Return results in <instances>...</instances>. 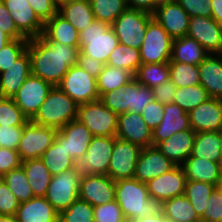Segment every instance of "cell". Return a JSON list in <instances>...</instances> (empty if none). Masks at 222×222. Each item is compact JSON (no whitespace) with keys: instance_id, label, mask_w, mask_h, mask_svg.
<instances>
[{"instance_id":"6da1fadb","label":"cell","mask_w":222,"mask_h":222,"mask_svg":"<svg viewBox=\"0 0 222 222\" xmlns=\"http://www.w3.org/2000/svg\"><path fill=\"white\" fill-rule=\"evenodd\" d=\"M32 75L57 86L70 67L77 64L79 46H69L41 37L28 40Z\"/></svg>"},{"instance_id":"7a4b0ae2","label":"cell","mask_w":222,"mask_h":222,"mask_svg":"<svg viewBox=\"0 0 222 222\" xmlns=\"http://www.w3.org/2000/svg\"><path fill=\"white\" fill-rule=\"evenodd\" d=\"M115 200L128 222L163 214V202L150 198L146 183L134 177L115 181Z\"/></svg>"},{"instance_id":"3957f363","label":"cell","mask_w":222,"mask_h":222,"mask_svg":"<svg viewBox=\"0 0 222 222\" xmlns=\"http://www.w3.org/2000/svg\"><path fill=\"white\" fill-rule=\"evenodd\" d=\"M78 104L58 86H53L32 123L60 130L70 121L77 119Z\"/></svg>"},{"instance_id":"277c9868","label":"cell","mask_w":222,"mask_h":222,"mask_svg":"<svg viewBox=\"0 0 222 222\" xmlns=\"http://www.w3.org/2000/svg\"><path fill=\"white\" fill-rule=\"evenodd\" d=\"M99 100L117 115L125 112L141 114L154 96L152 89L133 78L123 88L104 93Z\"/></svg>"},{"instance_id":"5b68a950","label":"cell","mask_w":222,"mask_h":222,"mask_svg":"<svg viewBox=\"0 0 222 222\" xmlns=\"http://www.w3.org/2000/svg\"><path fill=\"white\" fill-rule=\"evenodd\" d=\"M118 44L112 27L99 20H94L79 32V52L105 64Z\"/></svg>"},{"instance_id":"8992f818","label":"cell","mask_w":222,"mask_h":222,"mask_svg":"<svg viewBox=\"0 0 222 222\" xmlns=\"http://www.w3.org/2000/svg\"><path fill=\"white\" fill-rule=\"evenodd\" d=\"M115 136L93 137L90 145L81 157L73 159L71 170L80 178L91 175H108Z\"/></svg>"},{"instance_id":"52a82bcc","label":"cell","mask_w":222,"mask_h":222,"mask_svg":"<svg viewBox=\"0 0 222 222\" xmlns=\"http://www.w3.org/2000/svg\"><path fill=\"white\" fill-rule=\"evenodd\" d=\"M77 120L84 124L95 137L116 136L118 115L100 100L79 105Z\"/></svg>"},{"instance_id":"ba28073f","label":"cell","mask_w":222,"mask_h":222,"mask_svg":"<svg viewBox=\"0 0 222 222\" xmlns=\"http://www.w3.org/2000/svg\"><path fill=\"white\" fill-rule=\"evenodd\" d=\"M152 14L126 8L110 25L119 43L140 49Z\"/></svg>"},{"instance_id":"9c48e42d","label":"cell","mask_w":222,"mask_h":222,"mask_svg":"<svg viewBox=\"0 0 222 222\" xmlns=\"http://www.w3.org/2000/svg\"><path fill=\"white\" fill-rule=\"evenodd\" d=\"M173 39L167 31L152 18L140 48L142 64L167 63L171 60Z\"/></svg>"},{"instance_id":"30bf717a","label":"cell","mask_w":222,"mask_h":222,"mask_svg":"<svg viewBox=\"0 0 222 222\" xmlns=\"http://www.w3.org/2000/svg\"><path fill=\"white\" fill-rule=\"evenodd\" d=\"M57 86L78 105L100 99L97 80L78 64L70 67Z\"/></svg>"},{"instance_id":"8fae6325","label":"cell","mask_w":222,"mask_h":222,"mask_svg":"<svg viewBox=\"0 0 222 222\" xmlns=\"http://www.w3.org/2000/svg\"><path fill=\"white\" fill-rule=\"evenodd\" d=\"M57 129L40 126L30 120L24 125L17 151L22 161L40 158L55 140Z\"/></svg>"},{"instance_id":"7c38bea8","label":"cell","mask_w":222,"mask_h":222,"mask_svg":"<svg viewBox=\"0 0 222 222\" xmlns=\"http://www.w3.org/2000/svg\"><path fill=\"white\" fill-rule=\"evenodd\" d=\"M81 178L71 169L52 176L45 198L60 213L79 198Z\"/></svg>"},{"instance_id":"4fadbf2b","label":"cell","mask_w":222,"mask_h":222,"mask_svg":"<svg viewBox=\"0 0 222 222\" xmlns=\"http://www.w3.org/2000/svg\"><path fill=\"white\" fill-rule=\"evenodd\" d=\"M141 149L140 146L115 136L108 176L114 181L133 178Z\"/></svg>"},{"instance_id":"5bb4252c","label":"cell","mask_w":222,"mask_h":222,"mask_svg":"<svg viewBox=\"0 0 222 222\" xmlns=\"http://www.w3.org/2000/svg\"><path fill=\"white\" fill-rule=\"evenodd\" d=\"M52 87L51 83L31 74L19 88L13 100L23 114L31 120L38 112Z\"/></svg>"},{"instance_id":"9a60e30c","label":"cell","mask_w":222,"mask_h":222,"mask_svg":"<svg viewBox=\"0 0 222 222\" xmlns=\"http://www.w3.org/2000/svg\"><path fill=\"white\" fill-rule=\"evenodd\" d=\"M187 36L195 39L209 54L222 52V26L212 17H191Z\"/></svg>"},{"instance_id":"2e32d148","label":"cell","mask_w":222,"mask_h":222,"mask_svg":"<svg viewBox=\"0 0 222 222\" xmlns=\"http://www.w3.org/2000/svg\"><path fill=\"white\" fill-rule=\"evenodd\" d=\"M186 175L181 165H176L169 172L163 173L146 183L149 196L161 202L184 195Z\"/></svg>"},{"instance_id":"e0dca14e","label":"cell","mask_w":222,"mask_h":222,"mask_svg":"<svg viewBox=\"0 0 222 222\" xmlns=\"http://www.w3.org/2000/svg\"><path fill=\"white\" fill-rule=\"evenodd\" d=\"M176 166L170 159L163 155L156 146L141 149L134 178L147 183L163 173L169 172Z\"/></svg>"},{"instance_id":"ac0fdd59","label":"cell","mask_w":222,"mask_h":222,"mask_svg":"<svg viewBox=\"0 0 222 222\" xmlns=\"http://www.w3.org/2000/svg\"><path fill=\"white\" fill-rule=\"evenodd\" d=\"M79 198L93 207L115 200V181L108 175H91L81 178Z\"/></svg>"},{"instance_id":"d6986e66","label":"cell","mask_w":222,"mask_h":222,"mask_svg":"<svg viewBox=\"0 0 222 222\" xmlns=\"http://www.w3.org/2000/svg\"><path fill=\"white\" fill-rule=\"evenodd\" d=\"M17 29L28 39L40 37L44 23L39 19L28 0H2Z\"/></svg>"},{"instance_id":"ffe728a7","label":"cell","mask_w":222,"mask_h":222,"mask_svg":"<svg viewBox=\"0 0 222 222\" xmlns=\"http://www.w3.org/2000/svg\"><path fill=\"white\" fill-rule=\"evenodd\" d=\"M153 18L158 21L172 39L187 36L190 17L177 1L158 5Z\"/></svg>"},{"instance_id":"44dd1931","label":"cell","mask_w":222,"mask_h":222,"mask_svg":"<svg viewBox=\"0 0 222 222\" xmlns=\"http://www.w3.org/2000/svg\"><path fill=\"white\" fill-rule=\"evenodd\" d=\"M116 137L136 144L141 148L153 145L152 130L139 113L125 112L118 115Z\"/></svg>"},{"instance_id":"7402d4cb","label":"cell","mask_w":222,"mask_h":222,"mask_svg":"<svg viewBox=\"0 0 222 222\" xmlns=\"http://www.w3.org/2000/svg\"><path fill=\"white\" fill-rule=\"evenodd\" d=\"M191 129L188 113L176 103L164 104V116L161 123L152 130V143L157 146L174 133Z\"/></svg>"},{"instance_id":"603a6c76","label":"cell","mask_w":222,"mask_h":222,"mask_svg":"<svg viewBox=\"0 0 222 222\" xmlns=\"http://www.w3.org/2000/svg\"><path fill=\"white\" fill-rule=\"evenodd\" d=\"M191 129L198 132L222 131V99L209 98L189 113Z\"/></svg>"},{"instance_id":"cb8c5ba5","label":"cell","mask_w":222,"mask_h":222,"mask_svg":"<svg viewBox=\"0 0 222 222\" xmlns=\"http://www.w3.org/2000/svg\"><path fill=\"white\" fill-rule=\"evenodd\" d=\"M31 74V58L26 50L13 65L0 73V97L13 98Z\"/></svg>"},{"instance_id":"d4e9b609","label":"cell","mask_w":222,"mask_h":222,"mask_svg":"<svg viewBox=\"0 0 222 222\" xmlns=\"http://www.w3.org/2000/svg\"><path fill=\"white\" fill-rule=\"evenodd\" d=\"M63 141L64 148L73 159L86 154L92 138L91 131L77 119L70 121L56 133Z\"/></svg>"},{"instance_id":"484cf974","label":"cell","mask_w":222,"mask_h":222,"mask_svg":"<svg viewBox=\"0 0 222 222\" xmlns=\"http://www.w3.org/2000/svg\"><path fill=\"white\" fill-rule=\"evenodd\" d=\"M196 132L192 129L174 133L156 147L176 165H182L192 154Z\"/></svg>"},{"instance_id":"4316f807","label":"cell","mask_w":222,"mask_h":222,"mask_svg":"<svg viewBox=\"0 0 222 222\" xmlns=\"http://www.w3.org/2000/svg\"><path fill=\"white\" fill-rule=\"evenodd\" d=\"M15 216L18 222H58L59 213L45 197H33L20 202Z\"/></svg>"},{"instance_id":"83f0119b","label":"cell","mask_w":222,"mask_h":222,"mask_svg":"<svg viewBox=\"0 0 222 222\" xmlns=\"http://www.w3.org/2000/svg\"><path fill=\"white\" fill-rule=\"evenodd\" d=\"M200 84L212 98L222 99V57L209 54L199 65Z\"/></svg>"},{"instance_id":"f1b7e54d","label":"cell","mask_w":222,"mask_h":222,"mask_svg":"<svg viewBox=\"0 0 222 222\" xmlns=\"http://www.w3.org/2000/svg\"><path fill=\"white\" fill-rule=\"evenodd\" d=\"M40 37L43 40L79 46V31L58 12L44 23L43 33Z\"/></svg>"},{"instance_id":"f546056e","label":"cell","mask_w":222,"mask_h":222,"mask_svg":"<svg viewBox=\"0 0 222 222\" xmlns=\"http://www.w3.org/2000/svg\"><path fill=\"white\" fill-rule=\"evenodd\" d=\"M185 171L186 179L208 182L216 187L221 183L218 162L209 161L198 157H188L181 165Z\"/></svg>"},{"instance_id":"4dcf8cb0","label":"cell","mask_w":222,"mask_h":222,"mask_svg":"<svg viewBox=\"0 0 222 222\" xmlns=\"http://www.w3.org/2000/svg\"><path fill=\"white\" fill-rule=\"evenodd\" d=\"M208 55L209 53L189 36L173 39L170 61L198 66Z\"/></svg>"},{"instance_id":"1f68e13d","label":"cell","mask_w":222,"mask_h":222,"mask_svg":"<svg viewBox=\"0 0 222 222\" xmlns=\"http://www.w3.org/2000/svg\"><path fill=\"white\" fill-rule=\"evenodd\" d=\"M221 150L222 131L198 132L195 135L192 154L189 157L218 162Z\"/></svg>"},{"instance_id":"d6a6232c","label":"cell","mask_w":222,"mask_h":222,"mask_svg":"<svg viewBox=\"0 0 222 222\" xmlns=\"http://www.w3.org/2000/svg\"><path fill=\"white\" fill-rule=\"evenodd\" d=\"M34 197H45L52 175L40 158L22 161Z\"/></svg>"},{"instance_id":"836d02e7","label":"cell","mask_w":222,"mask_h":222,"mask_svg":"<svg viewBox=\"0 0 222 222\" xmlns=\"http://www.w3.org/2000/svg\"><path fill=\"white\" fill-rule=\"evenodd\" d=\"M58 13L79 32L95 20L89 0H72L70 3L62 5L58 9Z\"/></svg>"},{"instance_id":"e575fe53","label":"cell","mask_w":222,"mask_h":222,"mask_svg":"<svg viewBox=\"0 0 222 222\" xmlns=\"http://www.w3.org/2000/svg\"><path fill=\"white\" fill-rule=\"evenodd\" d=\"M52 176L71 169L73 158L64 148V141L56 134L54 142L40 157Z\"/></svg>"},{"instance_id":"d590c367","label":"cell","mask_w":222,"mask_h":222,"mask_svg":"<svg viewBox=\"0 0 222 222\" xmlns=\"http://www.w3.org/2000/svg\"><path fill=\"white\" fill-rule=\"evenodd\" d=\"M163 213L167 222H198L201 220L185 195L166 200L163 203Z\"/></svg>"},{"instance_id":"8d00e7d4","label":"cell","mask_w":222,"mask_h":222,"mask_svg":"<svg viewBox=\"0 0 222 222\" xmlns=\"http://www.w3.org/2000/svg\"><path fill=\"white\" fill-rule=\"evenodd\" d=\"M133 78L134 76L129 71L105 64L96 79L99 96L101 97L104 93L123 88Z\"/></svg>"},{"instance_id":"74e56055","label":"cell","mask_w":222,"mask_h":222,"mask_svg":"<svg viewBox=\"0 0 222 222\" xmlns=\"http://www.w3.org/2000/svg\"><path fill=\"white\" fill-rule=\"evenodd\" d=\"M141 64L140 49L121 43L110 53L107 61V65L115 68H122L129 71L133 76Z\"/></svg>"},{"instance_id":"f35d334b","label":"cell","mask_w":222,"mask_h":222,"mask_svg":"<svg viewBox=\"0 0 222 222\" xmlns=\"http://www.w3.org/2000/svg\"><path fill=\"white\" fill-rule=\"evenodd\" d=\"M134 78L150 89L160 86L169 80V62L141 64L134 74Z\"/></svg>"},{"instance_id":"ab89813d","label":"cell","mask_w":222,"mask_h":222,"mask_svg":"<svg viewBox=\"0 0 222 222\" xmlns=\"http://www.w3.org/2000/svg\"><path fill=\"white\" fill-rule=\"evenodd\" d=\"M215 187V185L208 182L193 180L186 181L184 195L191 202V205L195 209L200 219L204 215V211L207 208L208 199Z\"/></svg>"},{"instance_id":"60d3db41","label":"cell","mask_w":222,"mask_h":222,"mask_svg":"<svg viewBox=\"0 0 222 222\" xmlns=\"http://www.w3.org/2000/svg\"><path fill=\"white\" fill-rule=\"evenodd\" d=\"M169 79L177 88L200 84L197 65L169 61Z\"/></svg>"},{"instance_id":"b9f144b4","label":"cell","mask_w":222,"mask_h":222,"mask_svg":"<svg viewBox=\"0 0 222 222\" xmlns=\"http://www.w3.org/2000/svg\"><path fill=\"white\" fill-rule=\"evenodd\" d=\"M209 98L208 91L201 84L177 88L174 93V103L187 113Z\"/></svg>"},{"instance_id":"7bdbcfd3","label":"cell","mask_w":222,"mask_h":222,"mask_svg":"<svg viewBox=\"0 0 222 222\" xmlns=\"http://www.w3.org/2000/svg\"><path fill=\"white\" fill-rule=\"evenodd\" d=\"M95 20L111 25L127 8L126 0H89Z\"/></svg>"},{"instance_id":"ee69618b","label":"cell","mask_w":222,"mask_h":222,"mask_svg":"<svg viewBox=\"0 0 222 222\" xmlns=\"http://www.w3.org/2000/svg\"><path fill=\"white\" fill-rule=\"evenodd\" d=\"M2 179L20 202L28 201L34 197L22 166L11 170Z\"/></svg>"},{"instance_id":"f6af8a7d","label":"cell","mask_w":222,"mask_h":222,"mask_svg":"<svg viewBox=\"0 0 222 222\" xmlns=\"http://www.w3.org/2000/svg\"><path fill=\"white\" fill-rule=\"evenodd\" d=\"M58 222H94V207L77 198L70 207L59 213Z\"/></svg>"},{"instance_id":"bcb514c9","label":"cell","mask_w":222,"mask_h":222,"mask_svg":"<svg viewBox=\"0 0 222 222\" xmlns=\"http://www.w3.org/2000/svg\"><path fill=\"white\" fill-rule=\"evenodd\" d=\"M29 119L16 105L13 98L0 97V125L17 126L25 125Z\"/></svg>"},{"instance_id":"7dc6e473","label":"cell","mask_w":222,"mask_h":222,"mask_svg":"<svg viewBox=\"0 0 222 222\" xmlns=\"http://www.w3.org/2000/svg\"><path fill=\"white\" fill-rule=\"evenodd\" d=\"M28 38L12 39L0 49V73L7 70L26 50Z\"/></svg>"},{"instance_id":"c3c4849f","label":"cell","mask_w":222,"mask_h":222,"mask_svg":"<svg viewBox=\"0 0 222 222\" xmlns=\"http://www.w3.org/2000/svg\"><path fill=\"white\" fill-rule=\"evenodd\" d=\"M94 222H128L118 205L114 200L103 205L94 206Z\"/></svg>"},{"instance_id":"681fc988","label":"cell","mask_w":222,"mask_h":222,"mask_svg":"<svg viewBox=\"0 0 222 222\" xmlns=\"http://www.w3.org/2000/svg\"><path fill=\"white\" fill-rule=\"evenodd\" d=\"M201 221L222 222V190L220 187H215L212 191Z\"/></svg>"},{"instance_id":"f907efd6","label":"cell","mask_w":222,"mask_h":222,"mask_svg":"<svg viewBox=\"0 0 222 222\" xmlns=\"http://www.w3.org/2000/svg\"><path fill=\"white\" fill-rule=\"evenodd\" d=\"M20 201L9 189L3 179H0V215H16Z\"/></svg>"},{"instance_id":"816d5d0a","label":"cell","mask_w":222,"mask_h":222,"mask_svg":"<svg viewBox=\"0 0 222 222\" xmlns=\"http://www.w3.org/2000/svg\"><path fill=\"white\" fill-rule=\"evenodd\" d=\"M23 129L24 125H0V147L17 150Z\"/></svg>"},{"instance_id":"f5cc1de1","label":"cell","mask_w":222,"mask_h":222,"mask_svg":"<svg viewBox=\"0 0 222 222\" xmlns=\"http://www.w3.org/2000/svg\"><path fill=\"white\" fill-rule=\"evenodd\" d=\"M179 5L188 13L189 17L212 16L211 0H177Z\"/></svg>"},{"instance_id":"db71d44e","label":"cell","mask_w":222,"mask_h":222,"mask_svg":"<svg viewBox=\"0 0 222 222\" xmlns=\"http://www.w3.org/2000/svg\"><path fill=\"white\" fill-rule=\"evenodd\" d=\"M22 160L17 150L0 147V177L21 167Z\"/></svg>"},{"instance_id":"11a10c76","label":"cell","mask_w":222,"mask_h":222,"mask_svg":"<svg viewBox=\"0 0 222 222\" xmlns=\"http://www.w3.org/2000/svg\"><path fill=\"white\" fill-rule=\"evenodd\" d=\"M141 116L147 126L154 130L163 120L164 104L153 100L143 109Z\"/></svg>"},{"instance_id":"9f6ffc18","label":"cell","mask_w":222,"mask_h":222,"mask_svg":"<svg viewBox=\"0 0 222 222\" xmlns=\"http://www.w3.org/2000/svg\"><path fill=\"white\" fill-rule=\"evenodd\" d=\"M0 29L11 39L26 38L16 27L5 4L0 0Z\"/></svg>"},{"instance_id":"6f0895ef","label":"cell","mask_w":222,"mask_h":222,"mask_svg":"<svg viewBox=\"0 0 222 222\" xmlns=\"http://www.w3.org/2000/svg\"><path fill=\"white\" fill-rule=\"evenodd\" d=\"M28 2L43 23L50 20L58 12L51 0H28Z\"/></svg>"},{"instance_id":"680465c9","label":"cell","mask_w":222,"mask_h":222,"mask_svg":"<svg viewBox=\"0 0 222 222\" xmlns=\"http://www.w3.org/2000/svg\"><path fill=\"white\" fill-rule=\"evenodd\" d=\"M176 89L177 87L174 86V84L169 79L162 83L160 86L154 87L152 89L154 100L162 104L173 103Z\"/></svg>"},{"instance_id":"91938a15","label":"cell","mask_w":222,"mask_h":222,"mask_svg":"<svg viewBox=\"0 0 222 222\" xmlns=\"http://www.w3.org/2000/svg\"><path fill=\"white\" fill-rule=\"evenodd\" d=\"M77 64L87 71L93 78L97 79L100 72L103 70L105 63L97 61L90 56L78 53Z\"/></svg>"},{"instance_id":"94428289","label":"cell","mask_w":222,"mask_h":222,"mask_svg":"<svg viewBox=\"0 0 222 222\" xmlns=\"http://www.w3.org/2000/svg\"><path fill=\"white\" fill-rule=\"evenodd\" d=\"M128 8L154 14L158 4L156 0H126Z\"/></svg>"},{"instance_id":"6125c7cd","label":"cell","mask_w":222,"mask_h":222,"mask_svg":"<svg viewBox=\"0 0 222 222\" xmlns=\"http://www.w3.org/2000/svg\"><path fill=\"white\" fill-rule=\"evenodd\" d=\"M212 18L222 26V0H211Z\"/></svg>"},{"instance_id":"be15d7a7","label":"cell","mask_w":222,"mask_h":222,"mask_svg":"<svg viewBox=\"0 0 222 222\" xmlns=\"http://www.w3.org/2000/svg\"><path fill=\"white\" fill-rule=\"evenodd\" d=\"M131 222H167L165 219L164 213L161 215H150L142 219H137Z\"/></svg>"},{"instance_id":"e7e4bbea","label":"cell","mask_w":222,"mask_h":222,"mask_svg":"<svg viewBox=\"0 0 222 222\" xmlns=\"http://www.w3.org/2000/svg\"><path fill=\"white\" fill-rule=\"evenodd\" d=\"M12 39L0 29V49H2Z\"/></svg>"},{"instance_id":"03108f58","label":"cell","mask_w":222,"mask_h":222,"mask_svg":"<svg viewBox=\"0 0 222 222\" xmlns=\"http://www.w3.org/2000/svg\"><path fill=\"white\" fill-rule=\"evenodd\" d=\"M0 222H18L15 215H0Z\"/></svg>"},{"instance_id":"003e7915","label":"cell","mask_w":222,"mask_h":222,"mask_svg":"<svg viewBox=\"0 0 222 222\" xmlns=\"http://www.w3.org/2000/svg\"><path fill=\"white\" fill-rule=\"evenodd\" d=\"M52 3L59 9L62 5L70 3L72 0H51Z\"/></svg>"},{"instance_id":"a7ac6f4b","label":"cell","mask_w":222,"mask_h":222,"mask_svg":"<svg viewBox=\"0 0 222 222\" xmlns=\"http://www.w3.org/2000/svg\"><path fill=\"white\" fill-rule=\"evenodd\" d=\"M218 166H219L220 175H221V178H222V150H221L220 158H219V161H218Z\"/></svg>"},{"instance_id":"89a4df30","label":"cell","mask_w":222,"mask_h":222,"mask_svg":"<svg viewBox=\"0 0 222 222\" xmlns=\"http://www.w3.org/2000/svg\"><path fill=\"white\" fill-rule=\"evenodd\" d=\"M173 1H177V0H156L158 5H161L163 3H169V2H173Z\"/></svg>"},{"instance_id":"2644e50d","label":"cell","mask_w":222,"mask_h":222,"mask_svg":"<svg viewBox=\"0 0 222 222\" xmlns=\"http://www.w3.org/2000/svg\"><path fill=\"white\" fill-rule=\"evenodd\" d=\"M219 187L221 188V190H222V180H221V183L219 184Z\"/></svg>"}]
</instances>
